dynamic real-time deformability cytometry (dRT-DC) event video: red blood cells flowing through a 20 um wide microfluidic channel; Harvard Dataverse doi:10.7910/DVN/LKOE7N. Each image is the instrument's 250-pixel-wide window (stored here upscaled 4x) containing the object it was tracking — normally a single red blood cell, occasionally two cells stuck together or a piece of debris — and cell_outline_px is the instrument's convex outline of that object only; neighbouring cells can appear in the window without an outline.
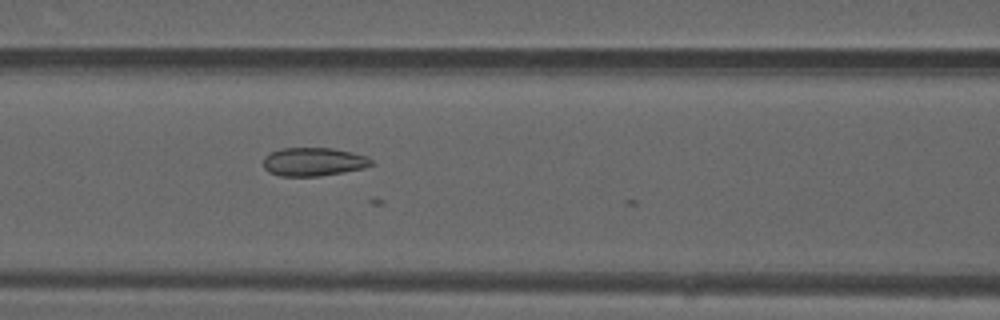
{"species": "common noctule bat (a hibernating species)", "species_latin": "Nyctalus noctula", "temperature_condition": "warm", "stored_images_in_passage": 11, "camera_frame_rate_fps": 3000, "um_per_image_px": 0.085, "animal": {"sex": "male", "forearm_length_mm": 52.5}, "frame": {"image": 1, "passage_image": 9, "time_ms": 2.667, "image_size_px": [1000, 320], "cell_outline_px": [[372, 164], [364, 168], [320, 176], [280, 176], [268, 172], [264, 168], [264, 156], [280, 148], [332, 148], [352, 152], [368, 156], [372, 160]], "centroid_in_image_um": [26.64, 13.75], "position_along_channel_um": 140.0, "area_um2": 17.92}}